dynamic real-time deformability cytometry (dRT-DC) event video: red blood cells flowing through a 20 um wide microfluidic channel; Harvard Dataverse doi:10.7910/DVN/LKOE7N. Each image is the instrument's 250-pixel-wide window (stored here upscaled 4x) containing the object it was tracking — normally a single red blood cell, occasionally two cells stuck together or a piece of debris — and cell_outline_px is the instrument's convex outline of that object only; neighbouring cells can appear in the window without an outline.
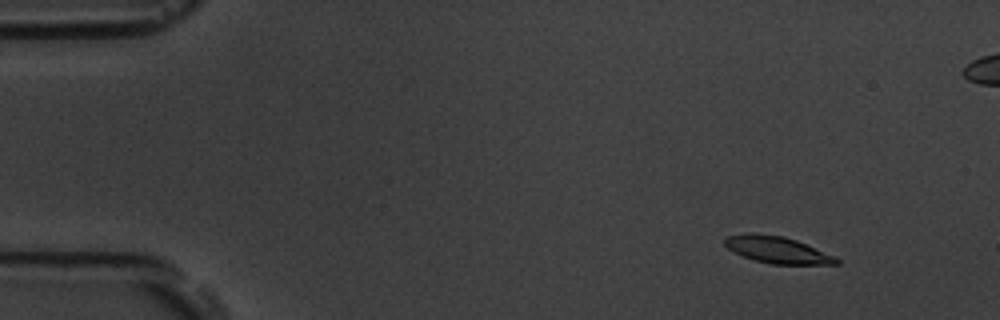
{"species": "common noctule bat (a hibernating species)", "species_latin": "Nyctalus noctula", "temperature_condition": "room temperature", "stored_images_in_passage": 51, "camera_frame_rate_fps": 3000, "um_per_image_px": 0.085, "animal": {"sex": "male", "body_mass_g": 19.5, "forearm_length_mm": 54.6}, "frame": {"image": 1, "passage_image": 1, "time_ms": 0.0, "image_size_px": [1000, 320], "cell_outline_px": [[840, 264], [772, 264], [756, 260], [744, 256], [728, 248], [724, 244], [724, 236], [748, 232], [784, 236], [796, 240], [836, 256], [840, 260]], "centroid_in_image_um": [66.08, 21.22], "position_along_channel_um": 18.9, "area_um2": 17.4}}
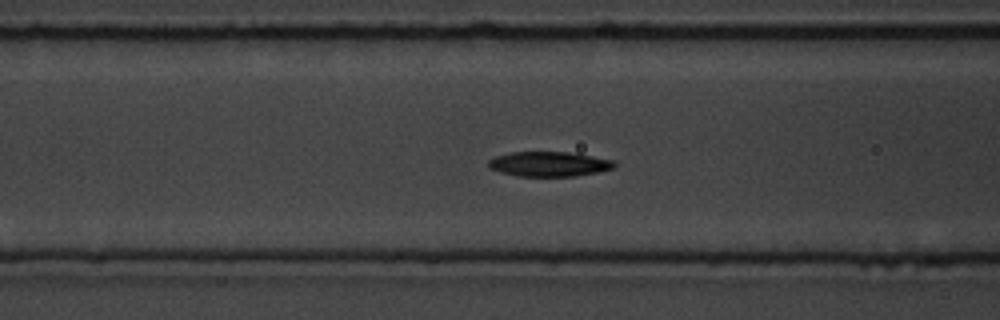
{"frame": {"image": 2, "passage_image": 17, "time_ms": 5.333, "image_size_px": [1000, 320], "cell_outline_px": [[616, 168], [596, 172], [572, 176], [516, 176], [500, 172], [488, 168], [488, 160], [496, 156], [512, 152], [568, 152], [616, 160]], "centroid_in_image_um": [46.67, 13.94], "position_along_channel_um": 119.9, "area_um2": 18.26}}
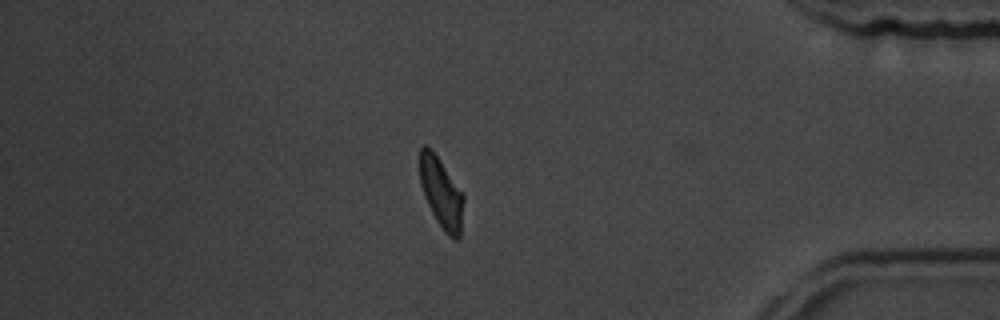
{"frame": {"image": 3, "passage_image": 42, "time_ms": 13.667, "image_size_px": [1000, 320], "cell_outline_px": [[464, 200], [460, 236], [456, 240], [448, 236], [444, 232], [436, 220], [424, 196], [420, 184], [420, 148], [424, 144], [432, 148], [464, 192]], "centroid_in_image_um": [37.52, 16.36], "position_along_channel_um": 397.7, "area_um2": 18.32}, "authors_computed_cell_mechanics": {"area_um2": 18.207, "velocity_mm_per_s": 3.7462, "shape_relaxation_time_tau1_ms": 2.355, "shape_relaxation_time_tau2_ms": 2.2489, "deformation_change_tau1": 0.1219, "deformation_change_tau2": 0.0699}}